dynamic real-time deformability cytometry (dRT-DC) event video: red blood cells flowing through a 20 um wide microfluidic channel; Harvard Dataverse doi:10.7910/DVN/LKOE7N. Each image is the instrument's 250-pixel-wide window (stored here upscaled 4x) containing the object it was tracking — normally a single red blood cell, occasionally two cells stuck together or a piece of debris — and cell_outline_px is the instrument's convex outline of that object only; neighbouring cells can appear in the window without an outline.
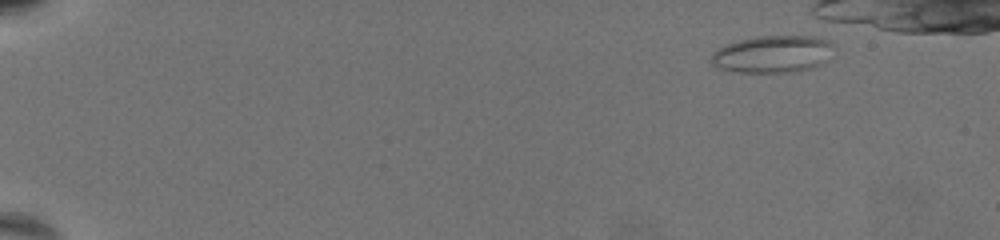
{"species": "common noctule bat (a hibernating species)", "species_latin": "Nyctalus noctula", "temperature_condition": "warm", "stored_images_in_passage": 56, "camera_frame_rate_fps": 3000, "um_per_image_px": 0.085, "animal": {"sex": "female", "body_mass_g": 19.5, "forearm_length_mm": 54.1}, "frame": {"image": 1, "passage_image": 1, "time_ms": 0.0, "image_size_px": [1000, 240], "cell_outline_px": [[836, 44], [824, 64], [816, 68], [796, 72], [736, 72], [716, 68], [712, 64], [712, 52], [716, 48], [724, 44], [756, 36], [816, 36], [832, 40]], "centroid_in_image_um": [65.73, 4.6], "position_along_channel_um": 19.3, "area_um2": 27.28}}
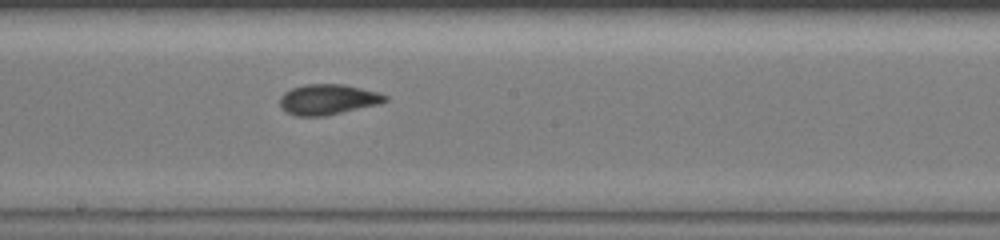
{"frame": {"image": 2, "passage_image": 35, "time_ms": 11.333, "image_size_px": [1000, 240], "cell_outline_px": [[388, 100], [380, 104], [324, 116], [296, 116], [284, 112], [280, 108], [280, 96], [284, 92], [292, 88], [304, 84], [344, 84], [376, 92], [388, 96]], "centroid_in_image_um": [27.83, 8.46], "position_along_channel_um": 220.4, "area_um2": 18.79}}
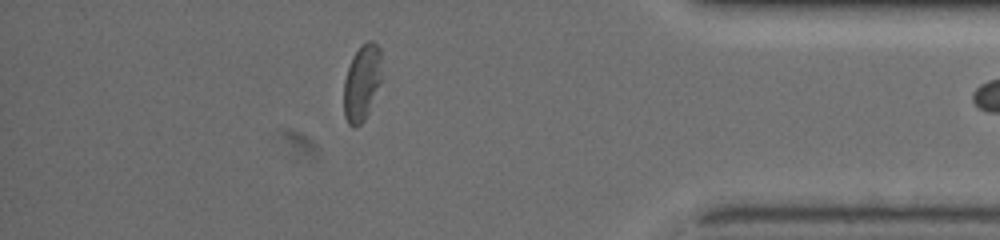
{"frame": {"image": 3, "passage_image": 55, "time_ms": 18.0, "image_size_px": [1000, 240], "cell_outline_px": [[380, 84], [368, 112], [364, 120], [356, 128], [352, 128], [348, 124], [344, 116], [344, 80], [352, 56], [368, 40], [372, 40], [380, 48]], "centroid_in_image_um": [30.74, 7.07], "position_along_channel_um": 404.5, "area_um2": 16.65}}